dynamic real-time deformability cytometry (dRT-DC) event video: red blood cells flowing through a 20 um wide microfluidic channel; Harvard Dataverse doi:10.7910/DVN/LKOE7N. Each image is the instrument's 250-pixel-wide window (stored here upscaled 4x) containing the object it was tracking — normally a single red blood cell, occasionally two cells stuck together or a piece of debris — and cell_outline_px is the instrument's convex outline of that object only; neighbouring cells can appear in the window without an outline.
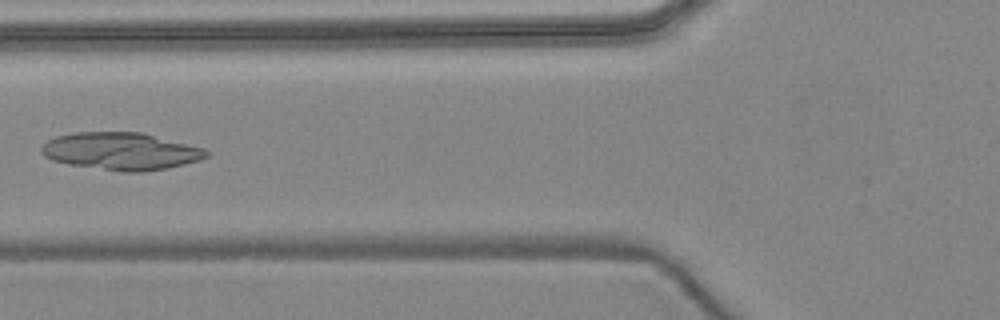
{"species": "common noctule bat (a hibernating species)", "species_latin": "Nyctalus noctula", "temperature_condition": "warm", "stored_images_in_passage": 7, "camera_frame_rate_fps": 3000, "um_per_image_px": 0.085, "animal": {"sex": "female", "body_mass_g": 24.6, "forearm_length_mm": 56.2}, "frame": {"image": 1, "passage_image": 6, "time_ms": 6.0, "image_size_px": [1000, 320], "cell_outline_px": [[212, 152], [208, 156], [200, 160], [168, 168], [140, 172], [124, 172], [68, 164], [52, 160], [44, 156], [40, 152], [40, 148], [48, 140], [56, 136], [76, 132], [140, 132], [204, 148]], "centroid_in_image_um": [10.29, 12.85], "position_along_channel_um": 115.5, "area_um2": 35.95}}
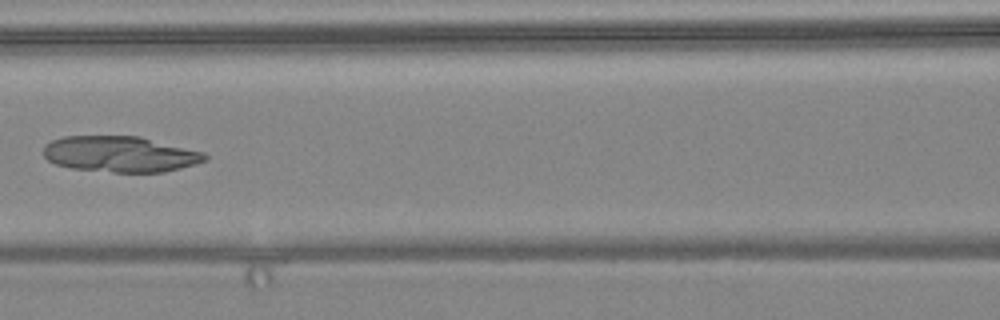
{"frame": {"image": 2, "passage_image": 7, "time_ms": 7.0, "image_size_px": [1000, 320], "cell_outline_px": [[208, 160], [180, 168], [164, 172], [116, 172], [72, 168], [56, 164], [48, 160], [44, 156], [44, 144], [52, 140], [64, 136], [140, 136], [204, 152], [208, 156]], "centroid_in_image_um": [10.22, 13.09], "position_along_channel_um": 156.4, "area_um2": 33.76}}